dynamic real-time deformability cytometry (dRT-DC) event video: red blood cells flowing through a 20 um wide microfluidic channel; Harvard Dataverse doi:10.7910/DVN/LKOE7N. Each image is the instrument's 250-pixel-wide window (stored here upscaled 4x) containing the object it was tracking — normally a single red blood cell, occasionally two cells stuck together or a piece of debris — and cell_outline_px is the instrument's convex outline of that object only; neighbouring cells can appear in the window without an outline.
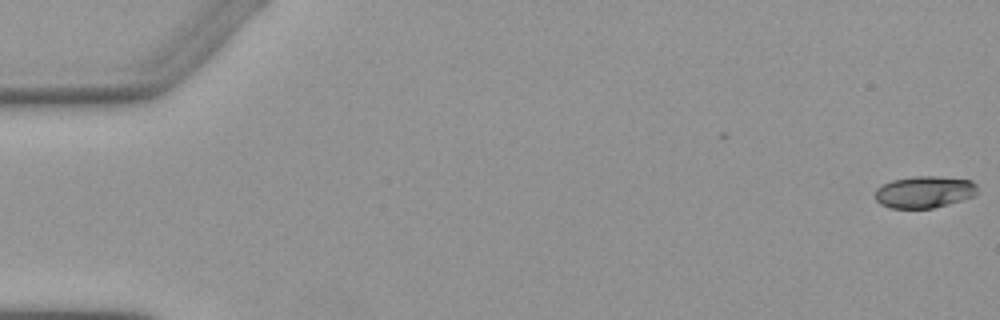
{"species": "Egyptian fruit bat (a non-hibernating species)", "species_latin": "Rousettus aegyptiacus", "temperature_condition": "warm", "stored_images_in_passage": 2, "camera_frame_rate_fps": 3000, "um_per_image_px": 0.085, "animal": {"sex": "female"}, "frame": {"image": 1, "passage_image": 2, "time_ms": 1.333, "image_size_px": [1000, 320], "cell_outline_px": [[976, 192], [972, 196], [948, 204], [932, 208], [888, 208], [880, 204], [876, 200], [876, 188], [892, 180], [916, 176], [936, 176], [972, 180], [976, 184]], "centroid_in_image_um": [78.54, 16.31], "position_along_channel_um": 6.5, "area_um2": 18.84}}